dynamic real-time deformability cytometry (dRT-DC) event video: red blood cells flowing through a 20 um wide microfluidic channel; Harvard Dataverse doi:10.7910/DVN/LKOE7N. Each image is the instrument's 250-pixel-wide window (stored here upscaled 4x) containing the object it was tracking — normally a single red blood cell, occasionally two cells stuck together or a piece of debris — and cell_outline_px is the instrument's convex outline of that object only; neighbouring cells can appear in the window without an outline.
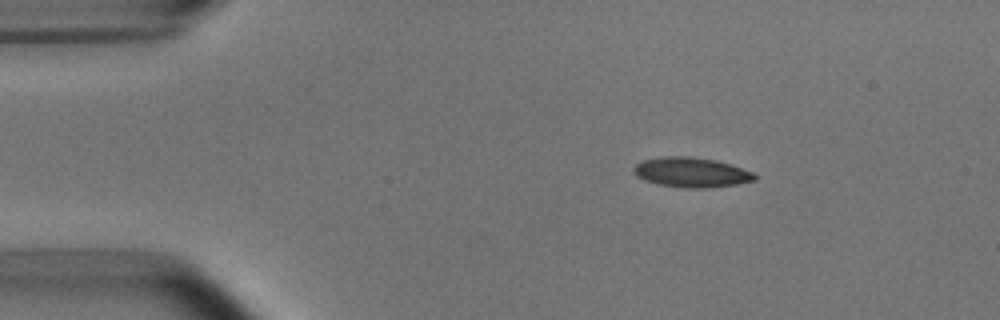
{"species": "common noctule bat (a hibernating species)", "species_latin": "Nyctalus noctula", "temperature_condition": "room temperature", "stored_images_in_passage": 4, "camera_frame_rate_fps": 3000, "um_per_image_px": 0.085, "animal": {"sex": "male", "body_mass_g": 15.6}, "frame": {"image": 1, "passage_image": 1, "time_ms": 0.0, "image_size_px": [1000, 320], "cell_outline_px": [[756, 180], [736, 184], [704, 188], [688, 188], [660, 184], [644, 180], [636, 176], [632, 168], [636, 164], [644, 160], [664, 156], [688, 156], [716, 160], [752, 172], [756, 176]], "centroid_in_image_um": [58.73, 14.64], "position_along_channel_um": 26.3, "area_um2": 20.75}}
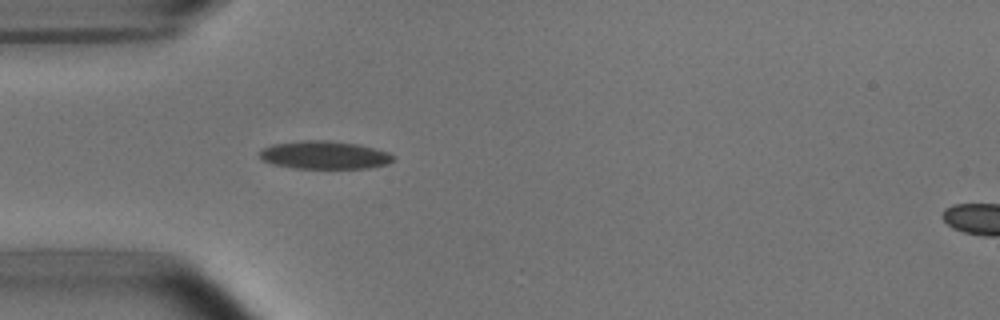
{"frame": {"image": 2, "passage_image": 3, "time_ms": 2.333, "image_size_px": [1000, 320], "cell_outline_px": [[396, 160], [388, 164], [368, 168], [296, 168], [272, 164], [264, 160], [260, 156], [260, 152], [264, 148], [272, 144], [304, 140], [328, 140], [360, 144], [388, 152], [396, 156]], "centroid_in_image_um": [27.65, 13.17], "position_along_channel_um": 57.4, "area_um2": 21.91}}